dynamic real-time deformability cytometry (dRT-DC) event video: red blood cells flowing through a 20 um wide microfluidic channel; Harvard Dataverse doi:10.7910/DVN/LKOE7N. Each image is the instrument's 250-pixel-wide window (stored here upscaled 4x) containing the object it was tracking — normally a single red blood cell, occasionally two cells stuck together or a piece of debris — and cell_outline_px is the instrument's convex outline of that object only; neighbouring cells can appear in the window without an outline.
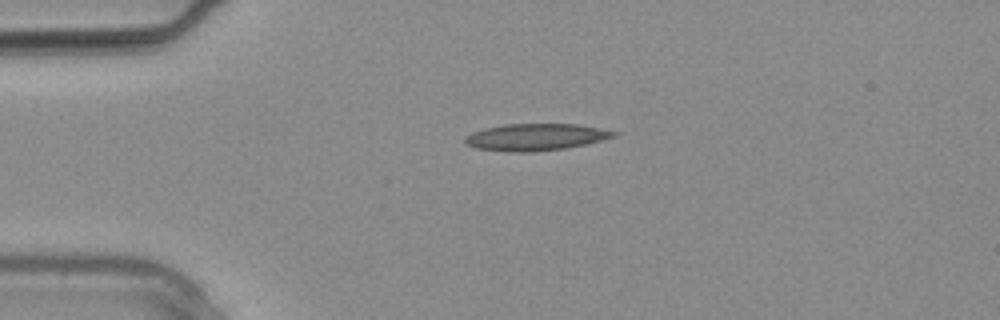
{"species": "common noctule bat (a hibernating species)", "species_latin": "Nyctalus noctula", "temperature_condition": "warm", "stored_images_in_passage": 15, "camera_frame_rate_fps": 3000, "um_per_image_px": 0.085, "animal": {"sex": "male", "body_mass_g": 20.4}, "frame": {"image": 1, "passage_image": 1, "time_ms": 0.0, "image_size_px": [1000, 320], "cell_outline_px": [[616, 136], [568, 148], [532, 152], [508, 152], [476, 148], [464, 144], [464, 136], [472, 132], [484, 128], [504, 124], [580, 124], [616, 132]], "centroid_in_image_um": [45.46, 11.65], "position_along_channel_um": 39.5, "area_um2": 23.35}}